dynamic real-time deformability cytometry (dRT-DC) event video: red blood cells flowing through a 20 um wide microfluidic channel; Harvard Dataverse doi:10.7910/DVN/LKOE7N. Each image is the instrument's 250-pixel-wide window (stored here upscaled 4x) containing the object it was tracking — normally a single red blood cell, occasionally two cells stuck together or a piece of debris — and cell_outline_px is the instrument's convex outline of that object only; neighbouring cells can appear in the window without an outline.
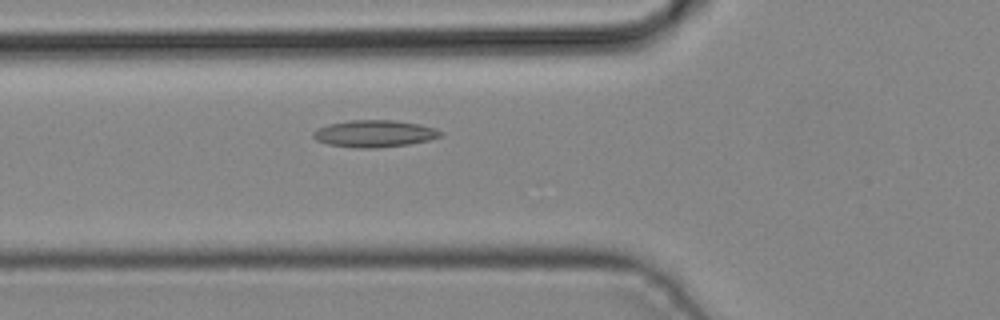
{"species": "common noctule bat (a hibernating species)", "species_latin": "Nyctalus noctula", "temperature_condition": "cold", "stored_images_in_passage": 3, "camera_frame_rate_fps": 3000, "um_per_image_px": 0.085, "animal": {"sex": "male", "body_mass_g": 19.2, "forearm_length_mm": 51.8}, "frame": {"image": 1, "passage_image": 3, "time_ms": 0.667, "image_size_px": [1000, 320], "cell_outline_px": [[444, 136], [428, 140], [408, 144], [376, 148], [352, 148], [328, 144], [316, 140], [312, 136], [312, 132], [316, 128], [328, 124], [348, 120], [392, 120], [420, 124], [436, 128], [444, 132]], "centroid_in_image_um": [31.82, 11.35], "position_along_channel_um": 94.0, "area_um2": 20.29}}